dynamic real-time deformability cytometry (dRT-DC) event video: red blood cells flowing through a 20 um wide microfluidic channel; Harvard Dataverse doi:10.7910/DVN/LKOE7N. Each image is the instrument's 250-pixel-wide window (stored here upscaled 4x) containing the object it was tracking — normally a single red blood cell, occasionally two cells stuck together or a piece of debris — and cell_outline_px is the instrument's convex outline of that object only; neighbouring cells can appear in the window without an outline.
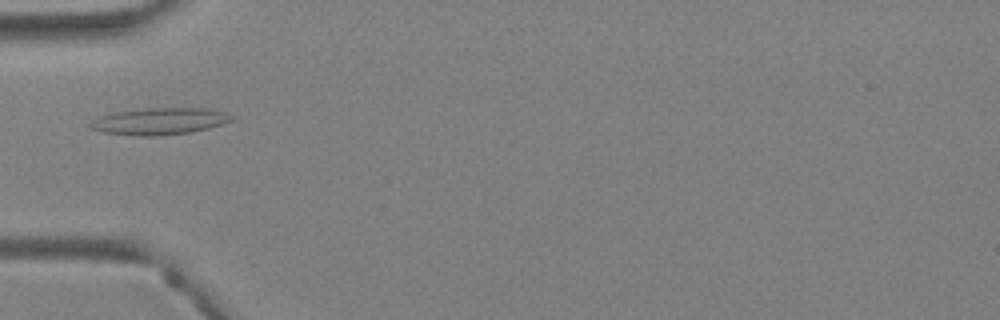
{"species": "Egyptian fruit bat (a non-hibernating species)", "species_latin": "Rousettus aegyptiacus", "temperature_condition": "warm", "stored_images_in_passage": 41, "camera_frame_rate_fps": 3000, "um_per_image_px": 0.085, "animal": {"sex": "female"}, "frame": {"image": 1, "passage_image": 14, "time_ms": 4.333, "image_size_px": [1000, 320], "cell_outline_px": [[236, 120], [208, 128], [192, 132], [160, 136], [132, 136], [100, 132], [88, 128], [88, 124], [92, 120], [100, 116], [116, 112], [148, 108], [204, 108], [224, 112], [236, 116]], "centroid_in_image_um": [13.56, 10.32], "position_along_channel_um": 71.4, "area_um2": 22.43}}
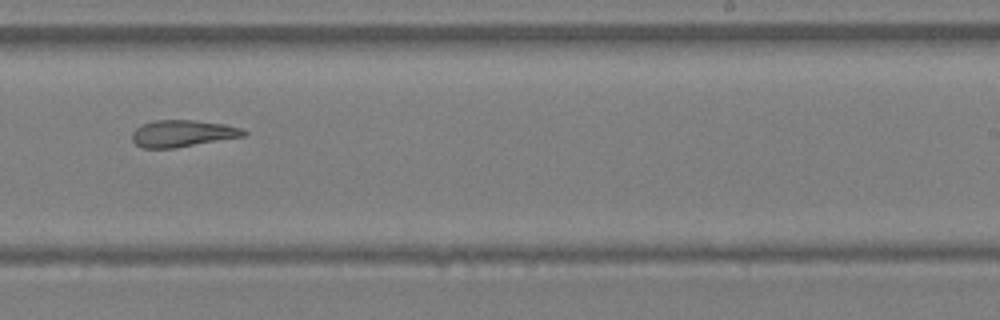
{"frame": {"image": 2, "passage_image": 26, "time_ms": 8.333, "image_size_px": [1000, 320], "cell_outline_px": [[248, 132], [244, 136], [176, 148], [144, 148], [136, 144], [132, 140], [132, 132], [140, 124], [156, 120], [196, 120], [224, 124], [240, 128]], "centroid_in_image_um": [15.49, 11.34], "position_along_channel_um": 273.5, "area_um2": 17.46}}
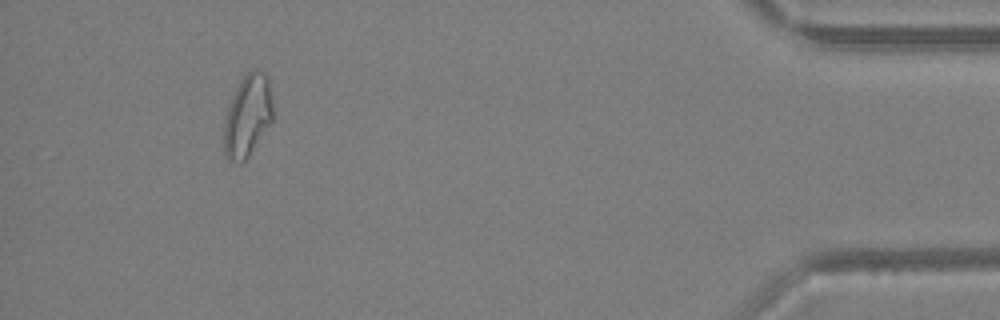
{"frame": {"image": 3, "passage_image": 38, "time_ms": 12.333, "image_size_px": [1000, 320], "cell_outline_px": [[272, 120], [248, 156], [240, 164], [228, 160], [224, 152], [224, 120], [232, 96], [240, 80], [248, 72], [256, 68], [264, 72], [268, 80], [272, 104]], "centroid_in_image_um": [21.02, 9.84], "position_along_channel_um": 414.2, "area_um2": 23.06}}